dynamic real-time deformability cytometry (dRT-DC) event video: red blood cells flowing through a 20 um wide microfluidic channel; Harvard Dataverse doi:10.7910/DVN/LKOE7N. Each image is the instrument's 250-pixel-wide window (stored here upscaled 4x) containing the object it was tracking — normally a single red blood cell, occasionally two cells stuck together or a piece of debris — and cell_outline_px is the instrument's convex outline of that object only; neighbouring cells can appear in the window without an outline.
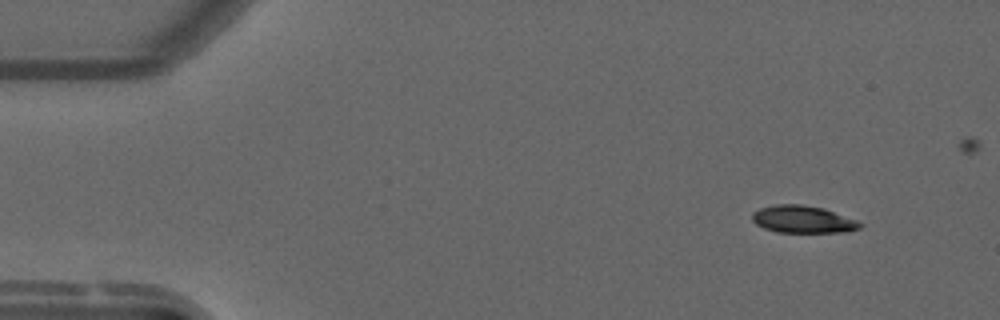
{"species": "common noctule bat (a hibernating species)", "species_latin": "Nyctalus noctula", "temperature_condition": "warm", "stored_images_in_passage": 47, "camera_frame_rate_fps": 3000, "um_per_image_px": 0.085, "animal": {"sex": "male", "forearm_length_mm": 52.5}, "frame": {"image": 1, "passage_image": 1, "time_ms": 0.0, "image_size_px": [1000, 320], "cell_outline_px": [[864, 224], [860, 228], [848, 232], [776, 232], [764, 228], [756, 224], [752, 220], [752, 212], [760, 208], [776, 204], [800, 204], [824, 208], [856, 220]], "centroid_in_image_um": [68.24, 18.64], "position_along_channel_um": 16.8, "area_um2": 17.22}}
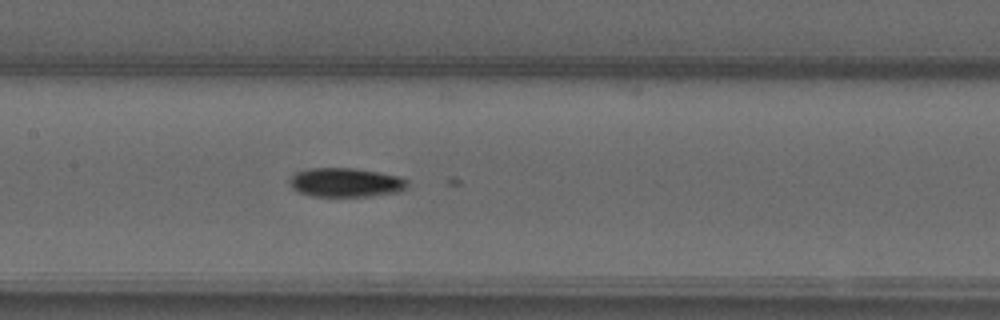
{"frame": {"image": 2, "passage_image": 22, "time_ms": 7.0, "image_size_px": [1000, 320], "cell_outline_px": [[408, 188], [400, 192], [372, 196], [312, 196], [300, 192], [292, 188], [288, 180], [296, 172], [308, 168], [356, 168], [380, 172], [400, 176], [408, 180]], "centroid_in_image_um": [29.43, 15.5], "position_along_channel_um": 178.0, "area_um2": 20.23}}
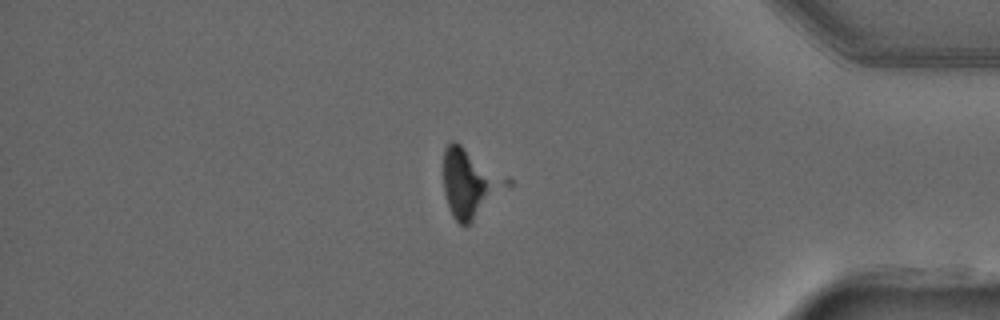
{"frame": {"image": 3, "passage_image": 42, "time_ms": 13.667, "image_size_px": [1000, 320], "cell_outline_px": [[488, 180], [484, 192], [472, 220], [468, 224], [460, 224], [452, 216], [444, 192], [444, 148], [452, 140], [456, 140], [460, 144]], "centroid_in_image_um": [39.29, 15.55], "position_along_channel_um": 395.9, "area_um2": 17.86}}